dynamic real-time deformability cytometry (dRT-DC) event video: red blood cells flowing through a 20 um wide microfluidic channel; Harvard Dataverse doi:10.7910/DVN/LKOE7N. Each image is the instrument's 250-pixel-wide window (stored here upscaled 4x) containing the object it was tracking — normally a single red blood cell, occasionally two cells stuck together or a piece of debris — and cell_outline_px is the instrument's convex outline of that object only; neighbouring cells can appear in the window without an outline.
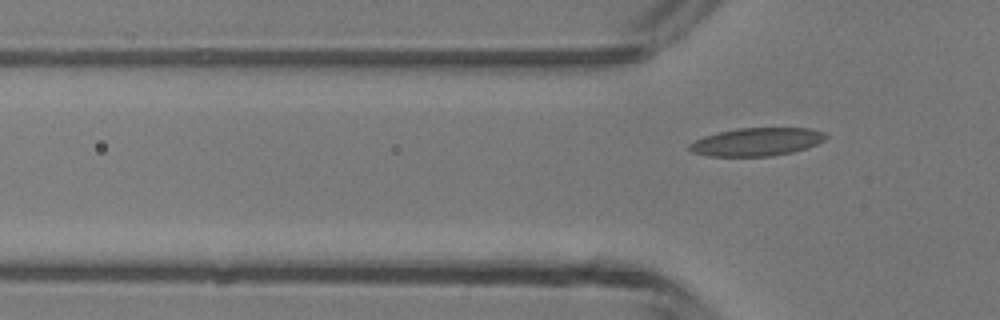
{"species": "common noctule bat (a hibernating species)", "species_latin": "Nyctalus noctula", "temperature_condition": "room temperature", "stored_images_in_passage": 3, "camera_frame_rate_fps": 3000, "um_per_image_px": 0.085, "animal": {"sex": "male", "body_mass_g": 13.3}, "frame": {"image": 1, "passage_image": 3, "time_ms": 2.333, "image_size_px": [1000, 320], "cell_outline_px": [[828, 136], [824, 140], [808, 148], [792, 152], [772, 156], [708, 156], [692, 152], [688, 148], [688, 144], [704, 136], [736, 128], [812, 128], [824, 132]], "centroid_in_image_um": [64.34, 12.05], "position_along_channel_um": 61.5, "area_um2": 22.37}}